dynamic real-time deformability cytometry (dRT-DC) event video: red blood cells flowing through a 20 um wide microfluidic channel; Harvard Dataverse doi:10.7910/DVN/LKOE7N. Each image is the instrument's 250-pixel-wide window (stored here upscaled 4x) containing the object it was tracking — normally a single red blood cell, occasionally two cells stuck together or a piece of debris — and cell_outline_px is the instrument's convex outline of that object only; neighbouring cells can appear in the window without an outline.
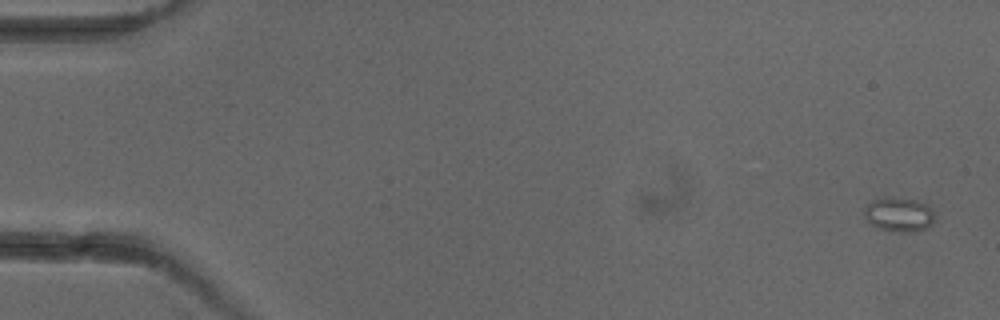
{"species": "common noctule bat (a hibernating species)", "species_latin": "Nyctalus noctula", "temperature_condition": "cold", "stored_images_in_passage": 4, "camera_frame_rate_fps": 3000, "um_per_image_px": 0.085, "animal": {"sex": "female"}, "frame": {"image": 1, "passage_image": 1, "time_ms": 0.0, "image_size_px": [1000, 320], "cell_outline_px": [[932, 224], [928, 228], [912, 232], [892, 232], [880, 228], [872, 224], [868, 220], [864, 212], [864, 208], [872, 200], [884, 196], [892, 196], [916, 200], [928, 204], [932, 208]], "centroid_in_image_um": [76.42, 18.21], "position_along_channel_um": 8.6, "area_um2": 14.22}}